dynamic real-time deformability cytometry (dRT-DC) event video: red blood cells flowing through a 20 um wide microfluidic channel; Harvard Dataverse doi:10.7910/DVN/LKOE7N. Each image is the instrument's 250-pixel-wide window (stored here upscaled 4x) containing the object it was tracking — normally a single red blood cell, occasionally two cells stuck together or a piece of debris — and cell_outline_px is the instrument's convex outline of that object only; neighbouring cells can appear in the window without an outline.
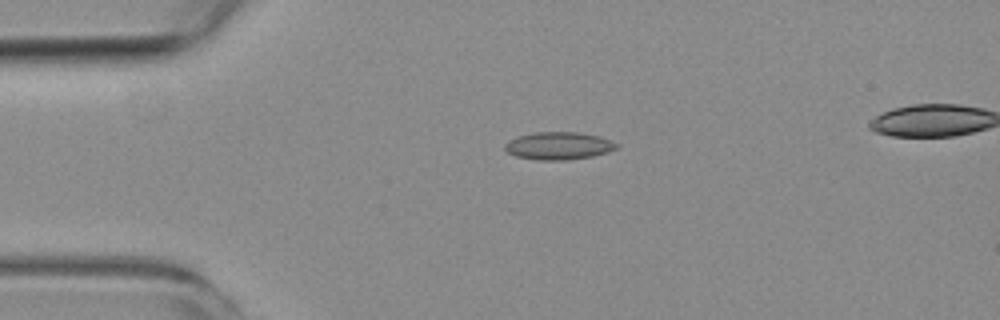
{"species": "common noctule bat (a hibernating species)", "species_latin": "Nyctalus noctula", "temperature_condition": "room temperature", "stored_images_in_passage": 5, "segment_of_instrument_passage": [1, 2], "camera_frame_rate_fps": 3000, "um_per_image_px": 0.085, "animal": {"sex": "female", "body_mass_g": 19.3, "forearm_length_mm": 54.1}, "frame": {"image": 1, "passage_image": 3, "time_ms": 2.667, "image_size_px": [1000, 320], "cell_outline_px": [[620, 144], [616, 148], [608, 152], [592, 156], [568, 160], [536, 160], [516, 156], [508, 152], [504, 148], [504, 144], [520, 136], [536, 132], [580, 132], [600, 136]], "centroid_in_image_um": [47.52, 12.39], "position_along_channel_um": 37.5, "area_um2": 17.92}}